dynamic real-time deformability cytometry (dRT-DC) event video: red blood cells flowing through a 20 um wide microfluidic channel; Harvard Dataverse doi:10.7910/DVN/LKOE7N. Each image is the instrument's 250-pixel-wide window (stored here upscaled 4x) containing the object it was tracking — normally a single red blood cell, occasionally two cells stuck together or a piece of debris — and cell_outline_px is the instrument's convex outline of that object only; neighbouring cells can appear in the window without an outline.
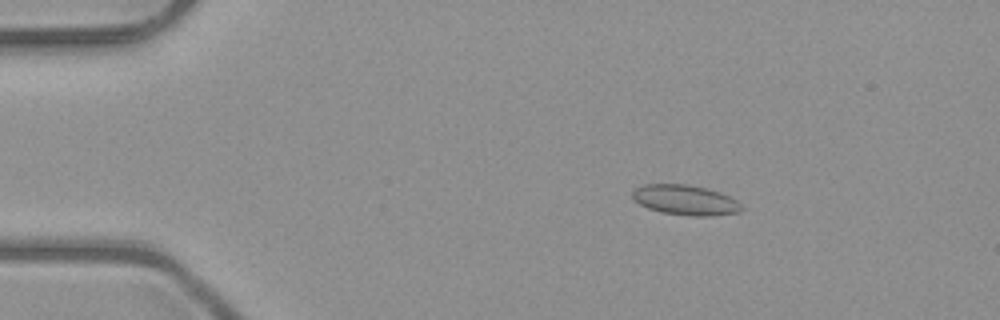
{"species": "common noctule bat (a hibernating species)", "species_latin": "Nyctalus noctula", "temperature_condition": "room temperature", "stored_images_in_passage": 52, "camera_frame_rate_fps": 3000, "um_per_image_px": 0.085, "animal": {"sex": "male", "body_mass_g": 23.1, "forearm_length_mm": 52.7}, "frame": {"image": 1, "passage_image": 9, "time_ms": 2.667, "image_size_px": [1000, 320], "cell_outline_px": [[744, 208], [740, 212], [712, 216], [692, 216], [660, 212], [648, 208], [632, 200], [632, 192], [636, 188], [644, 184], [688, 184], [720, 192], [736, 200]], "centroid_in_image_um": [58.24, 17.01], "position_along_channel_um": 26.8, "area_um2": 19.19}}
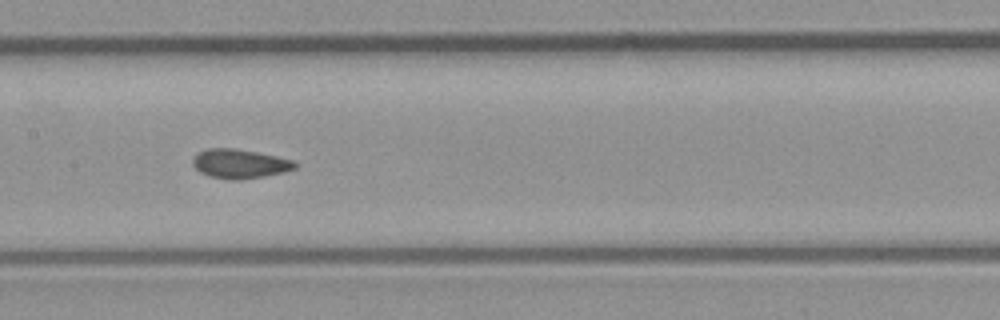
{"frame": {"image": 2, "passage_image": 26, "time_ms": 8.333, "image_size_px": [1000, 320], "cell_outline_px": [[300, 164], [296, 168], [284, 172], [264, 176], [240, 180], [228, 180], [212, 176], [200, 172], [192, 164], [192, 160], [200, 152], [208, 148], [236, 148], [276, 156], [292, 160]], "centroid_in_image_um": [20.41, 13.92], "position_along_channel_um": 187.0, "area_um2": 17.34}}
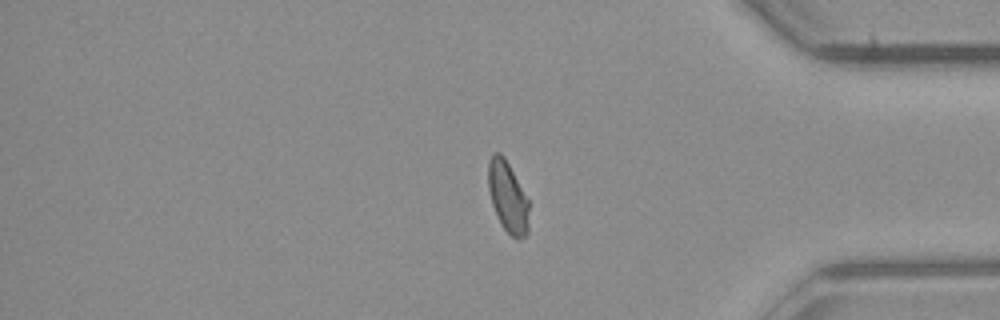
{"frame": {"image": 3, "passage_image": 43, "time_ms": 14.0, "image_size_px": [1000, 320], "cell_outline_px": [[528, 232], [524, 236], [516, 240], [504, 228], [492, 204], [488, 188], [488, 160], [492, 152], [500, 152], [504, 156], [528, 200]], "centroid_in_image_um": [43.14, 16.7], "position_along_channel_um": 392.1, "area_um2": 16.59}, "authors_computed_cell_mechanics": {"area_um2": 17.34, "velocity_mm_per_s": 4.0424, "shape_relaxation_time_tau1_ms": null, "shape_relaxation_time_tau2_ms": 0.9533, "deformation_change_tau1": null, "deformation_change_tau2": 0.0506}}